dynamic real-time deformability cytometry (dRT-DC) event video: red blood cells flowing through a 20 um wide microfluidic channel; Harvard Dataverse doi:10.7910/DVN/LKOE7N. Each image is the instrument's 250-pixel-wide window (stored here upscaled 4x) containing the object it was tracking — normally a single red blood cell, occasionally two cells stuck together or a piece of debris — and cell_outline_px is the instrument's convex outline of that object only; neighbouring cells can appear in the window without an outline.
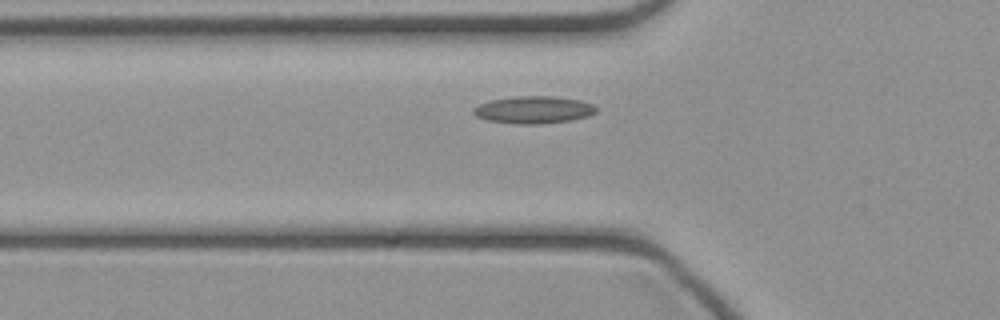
{"species": "common noctule bat (a hibernating species)", "species_latin": "Nyctalus noctula", "temperature_condition": "cold", "stored_images_in_passage": 33, "camera_frame_rate_fps": 3000, "um_per_image_px": 0.085, "animal": {"sex": "female", "body_mass_g": 21.9}, "frame": {"image": 1, "passage_image": 2, "time_ms": 0.333, "image_size_px": [1000, 320], "cell_outline_px": [[596, 112], [588, 116], [572, 120], [540, 124], [516, 124], [488, 120], [476, 116], [472, 112], [472, 108], [480, 104], [492, 100], [520, 96], [552, 96], [580, 100], [592, 104], [596, 108]], "centroid_in_image_um": [45.36, 9.34], "position_along_channel_um": 80.4, "area_um2": 19.42}}
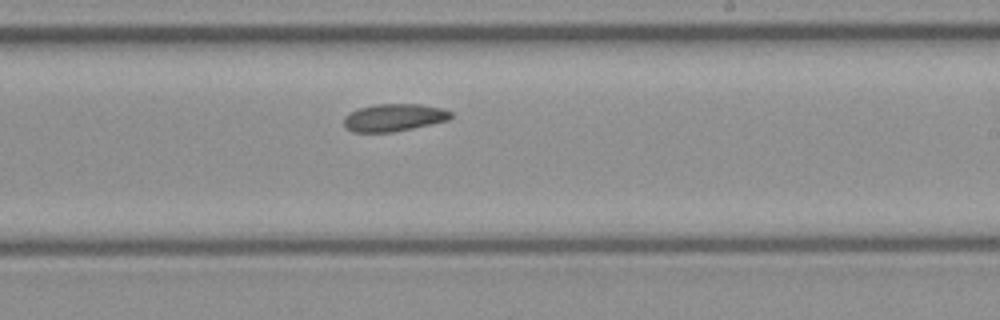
{"frame": {"image": 2, "passage_image": 14, "time_ms": 4.333, "image_size_px": [1000, 320], "cell_outline_px": [[452, 116], [448, 120], [412, 128], [392, 132], [352, 132], [344, 128], [344, 116], [360, 108], [376, 104], [420, 104], [444, 108], [452, 112]], "centroid_in_image_um": [33.49, 9.99], "position_along_channel_um": 255.5, "area_um2": 17.11}}
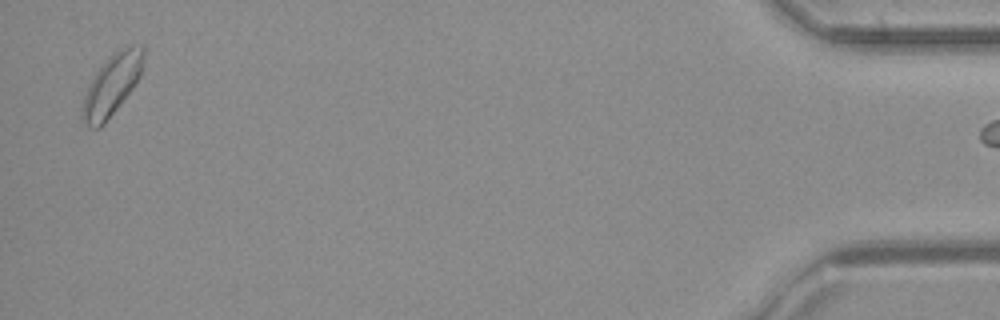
{"frame": {"image": 3, "passage_image": 32, "time_ms": 10.333, "image_size_px": [1000, 320], "cell_outline_px": [[144, 64], [140, 76], [132, 88], [104, 124], [100, 128], [92, 128], [80, 120], [80, 108], [88, 84], [104, 60], [124, 44], [144, 44]], "centroid_in_image_um": [9.5, 7.17], "position_along_channel_um": 425.7, "area_um2": 22.25}}